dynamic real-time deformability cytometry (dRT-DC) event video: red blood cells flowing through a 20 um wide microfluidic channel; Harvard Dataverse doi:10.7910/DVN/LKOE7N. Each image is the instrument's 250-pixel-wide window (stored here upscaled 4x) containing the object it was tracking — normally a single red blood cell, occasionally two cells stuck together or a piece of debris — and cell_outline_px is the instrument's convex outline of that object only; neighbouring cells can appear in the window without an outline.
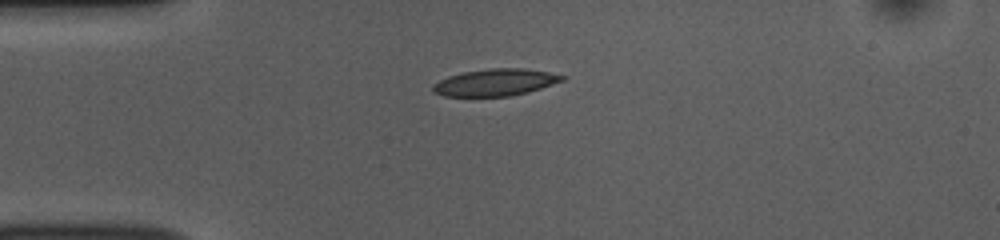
{"species": "common noctule bat (a hibernating species)", "species_latin": "Nyctalus noctula", "temperature_condition": "room temperature", "stored_images_in_passage": 41, "camera_frame_rate_fps": 3000, "um_per_image_px": 0.085, "animal": {"sex": "female", "body_mass_g": 10.0, "forearm_length_mm": 53.1}, "frame": {"image": 1, "passage_image": 1, "time_ms": 0.0, "image_size_px": [1000, 240], "cell_outline_px": [[568, 76], [564, 80], [528, 92], [508, 96], [444, 96], [432, 92], [432, 84], [448, 76], [464, 72], [492, 68], [524, 68], [548, 72]], "centroid_in_image_um": [42.09, 7.0], "position_along_channel_um": 42.9, "area_um2": 20.23}}
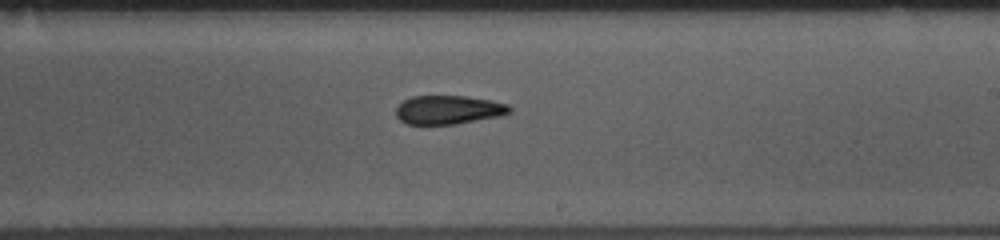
{"frame": {"image": 2, "passage_image": 19, "time_ms": 6.0, "image_size_px": [1000, 240], "cell_outline_px": [[512, 112], [500, 116], [456, 124], [404, 124], [396, 116], [396, 108], [404, 100], [412, 96], [464, 96], [488, 100], [508, 104], [512, 108]], "centroid_in_image_um": [38.12, 9.34], "position_along_channel_um": 250.9, "area_um2": 19.02}}
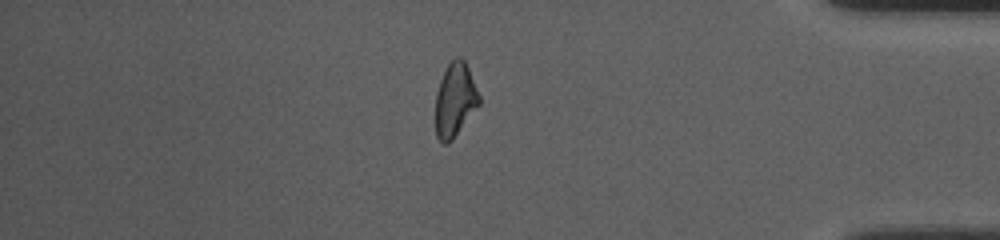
{"frame": {"image": 3, "passage_image": 33, "time_ms": 10.667, "image_size_px": [1000, 240], "cell_outline_px": [[480, 104], [452, 140], [448, 144], [444, 144], [436, 136], [436, 92], [440, 80], [448, 64], [456, 56], [460, 56], [464, 60], [468, 68], [480, 96]], "centroid_in_image_um": [38.68, 8.49], "position_along_channel_um": 396.5, "area_um2": 18.67}, "authors_computed_cell_mechanics": {"area_um2": 19.5364, "velocity_mm_per_s": 3.7967, "shape_relaxation_time_tau1_ms": 4.7125, "shape_relaxation_time_tau2_ms": 5.2364, "deformation_change_tau1": 0.1497, "deformation_change_tau2": 0.1448}}